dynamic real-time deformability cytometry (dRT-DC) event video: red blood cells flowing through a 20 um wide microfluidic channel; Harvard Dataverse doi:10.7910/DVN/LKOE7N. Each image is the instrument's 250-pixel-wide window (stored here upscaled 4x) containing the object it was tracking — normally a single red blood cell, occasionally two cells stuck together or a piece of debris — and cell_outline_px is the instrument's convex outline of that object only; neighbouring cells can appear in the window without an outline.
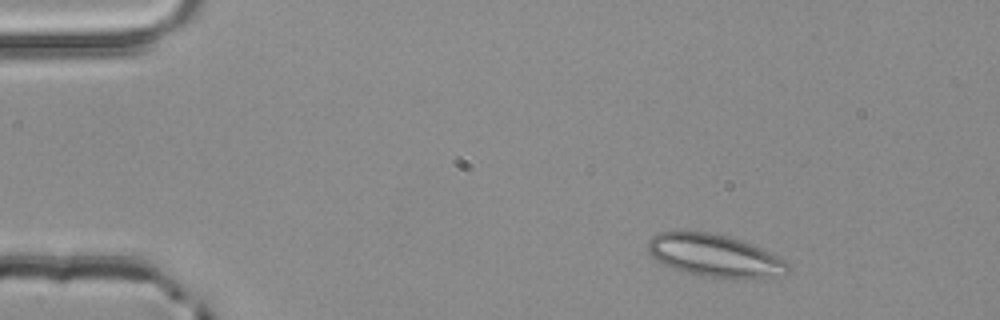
{"species": "common noctule bat (a hibernating species)", "species_latin": "Nyctalus noctula", "temperature_condition": "room temperature", "stored_images_in_passage": 3, "camera_frame_rate_fps": 3000, "um_per_image_px": 0.085, "animal": {"sex": "male", "body_mass_g": 20.4}, "frame": {"image": 1, "passage_image": 1, "time_ms": 0.0, "image_size_px": [1000, 320], "cell_outline_px": [[788, 272], [784, 276], [700, 276], [684, 272], [672, 268], [656, 260], [648, 252], [648, 240], [652, 236], [660, 232], [708, 232], [728, 236], [740, 240], [760, 248], [784, 260], [788, 268]], "centroid_in_image_um": [60.66, 21.7], "position_along_channel_um": 24.3, "area_um2": 33.58}}